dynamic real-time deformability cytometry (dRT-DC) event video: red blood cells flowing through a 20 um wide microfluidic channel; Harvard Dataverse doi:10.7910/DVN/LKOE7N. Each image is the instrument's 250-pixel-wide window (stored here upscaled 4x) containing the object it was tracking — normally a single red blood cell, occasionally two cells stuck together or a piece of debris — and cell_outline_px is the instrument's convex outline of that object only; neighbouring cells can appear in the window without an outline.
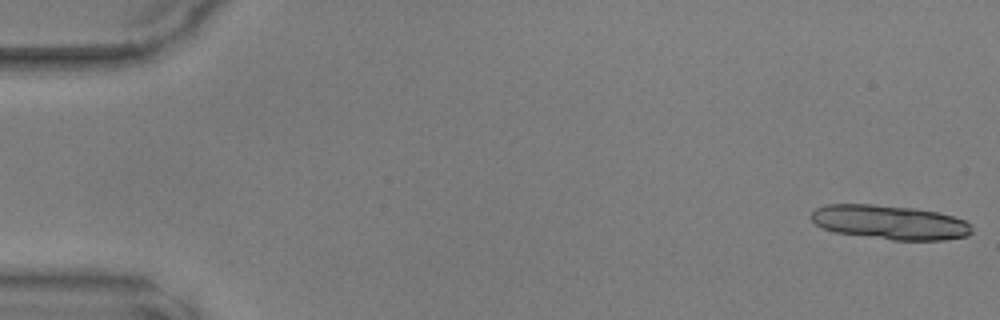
{"species": "common noctule bat (a hibernating species)", "species_latin": "Nyctalus noctula", "temperature_condition": "warm", "stored_images_in_passage": 13, "camera_frame_rate_fps": 3000, "um_per_image_px": 0.085, "animal": {"sex": "male", "body_mass_g": 17.9, "forearm_length_mm": 54.2}, "frame": {"image": 1, "passage_image": 1, "time_ms": 0.0, "image_size_px": [1000, 320], "cell_outline_px": [[972, 232], [968, 236], [944, 240], [892, 240], [836, 232], [824, 228], [816, 224], [812, 220], [812, 212], [816, 208], [824, 204], [872, 204], [912, 208], [936, 212], [952, 216], [964, 220], [972, 224]], "centroid_in_image_um": [75.66, 18.89], "position_along_channel_um": 9.3, "area_um2": 31.96}}